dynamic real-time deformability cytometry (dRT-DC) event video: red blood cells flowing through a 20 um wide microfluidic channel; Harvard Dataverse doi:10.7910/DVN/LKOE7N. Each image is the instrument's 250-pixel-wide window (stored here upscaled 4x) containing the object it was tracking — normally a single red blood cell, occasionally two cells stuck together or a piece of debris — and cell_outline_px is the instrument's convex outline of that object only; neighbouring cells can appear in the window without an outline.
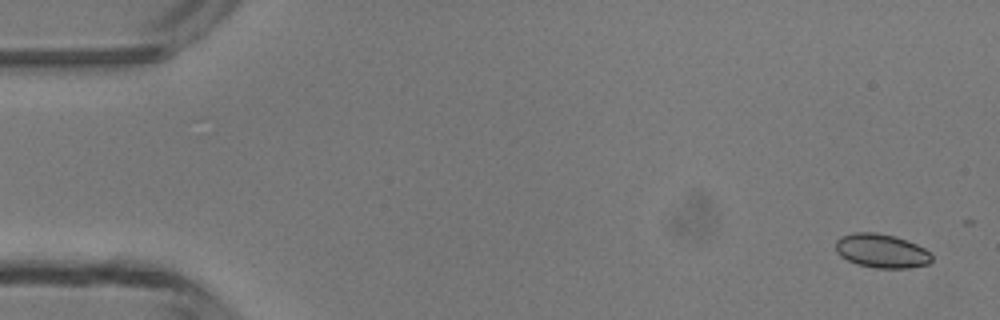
{"species": "common noctule bat (a hibernating species)", "species_latin": "Nyctalus noctula", "temperature_condition": "room temperature", "stored_images_in_passage": 6, "camera_frame_rate_fps": 3000, "um_per_image_px": 0.085, "animal": {"sex": "male", "body_mass_g": 13.3}, "frame": {"image": 1, "passage_image": 1, "time_ms": 0.0, "image_size_px": [1000, 320], "cell_outline_px": [[932, 260], [928, 264], [908, 268], [876, 268], [856, 264], [840, 256], [836, 252], [836, 240], [840, 236], [852, 232], [876, 232], [896, 236], [908, 240], [924, 248], [932, 256]], "centroid_in_image_um": [74.91, 21.31], "position_along_channel_um": 10.1, "area_um2": 19.19}}
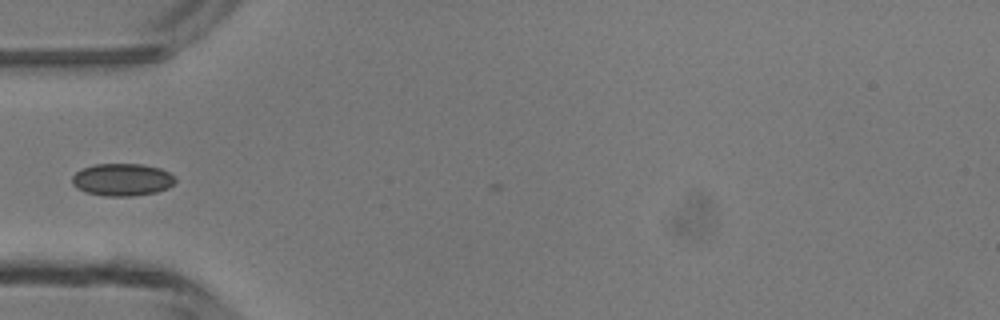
{"frame": {"image": 2, "passage_image": 5, "time_ms": 4.667, "image_size_px": [1000, 320], "cell_outline_px": [[176, 180], [168, 188], [156, 192], [132, 196], [104, 196], [84, 192], [76, 188], [72, 184], [72, 176], [76, 172], [84, 168], [96, 164], [140, 164], [160, 168], [176, 176]], "centroid_in_image_um": [10.38, 15.28], "position_along_channel_um": 74.6, "area_um2": 19.54}}
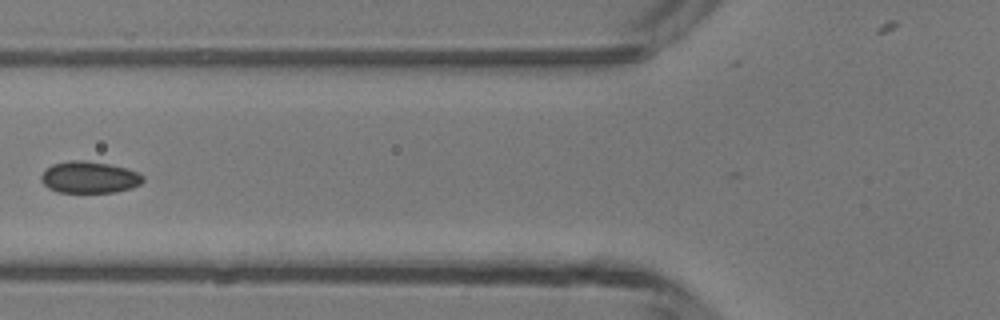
{"frame": {"image": 3, "passage_image": 6, "time_ms": 5.667, "image_size_px": [1000, 320], "cell_outline_px": [[144, 180], [140, 184], [132, 188], [116, 192], [56, 192], [48, 188], [40, 180], [40, 176], [52, 164], [72, 160], [84, 160], [108, 164], [128, 168], [144, 176]], "centroid_in_image_um": [7.6, 15.07], "position_along_channel_um": 118.2, "area_um2": 18.84}}